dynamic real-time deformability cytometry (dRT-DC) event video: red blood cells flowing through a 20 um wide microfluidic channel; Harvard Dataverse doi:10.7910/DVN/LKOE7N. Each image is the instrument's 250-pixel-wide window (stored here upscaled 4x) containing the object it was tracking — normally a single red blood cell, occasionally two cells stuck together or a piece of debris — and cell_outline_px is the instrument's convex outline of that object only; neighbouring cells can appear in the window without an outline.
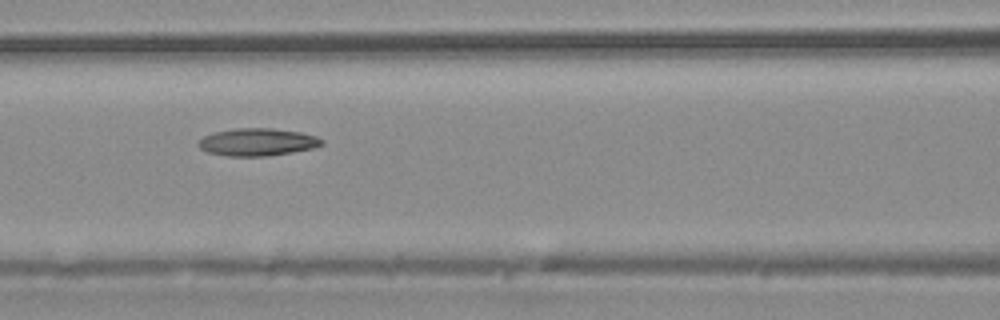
{"species": "common noctule bat (a hibernating species)", "species_latin": "Nyctalus noctula", "temperature_condition": "warm", "stored_images_in_passage": 6, "camera_frame_rate_fps": 3000, "um_per_image_px": 0.085, "animal": {"sex": "male", "body_mass_g": 20.4}, "frame": {"image": 1, "passage_image": 5, "time_ms": 4.667, "image_size_px": [1000, 320], "cell_outline_px": [[324, 144], [312, 148], [292, 152], [268, 156], [228, 156], [208, 152], [200, 148], [196, 144], [204, 136], [212, 132], [236, 128], [272, 128], [300, 132], [316, 136], [324, 140]], "centroid_in_image_um": [21.87, 12.07], "position_along_channel_um": 144.7, "area_um2": 19.83}}
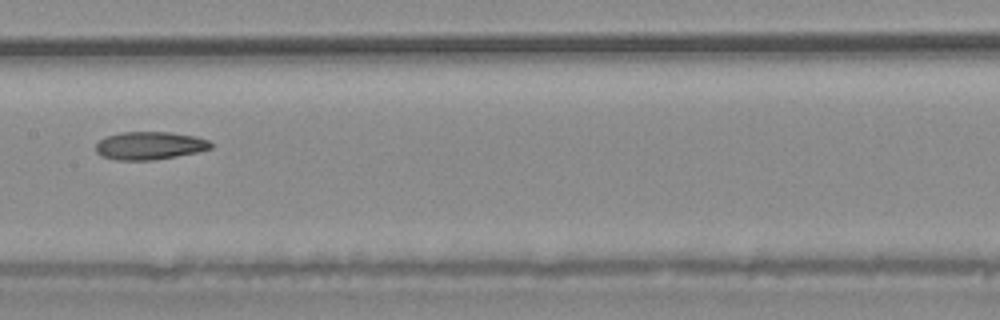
{"frame": {"image": 2, "passage_image": 6, "time_ms": 5.667, "image_size_px": [1000, 320], "cell_outline_px": [[212, 148], [196, 152], [176, 156], [152, 160], [116, 160], [100, 156], [96, 152], [96, 144], [104, 136], [120, 132], [168, 132], [196, 136], [208, 140], [212, 144]], "centroid_in_image_um": [12.68, 12.37], "position_along_channel_um": 194.7, "area_um2": 18.79}}